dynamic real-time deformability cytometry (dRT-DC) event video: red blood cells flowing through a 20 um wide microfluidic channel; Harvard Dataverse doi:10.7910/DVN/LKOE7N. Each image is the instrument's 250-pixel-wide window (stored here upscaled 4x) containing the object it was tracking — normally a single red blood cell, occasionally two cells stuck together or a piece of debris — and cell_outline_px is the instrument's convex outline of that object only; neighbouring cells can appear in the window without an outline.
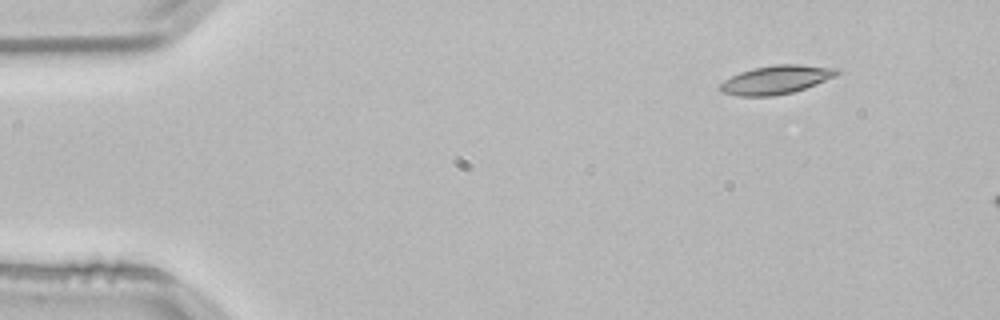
{"species": "common noctule bat (a hibernating species)", "species_latin": "Nyctalus noctula", "temperature_condition": "room temperature", "stored_images_in_passage": 8, "camera_frame_rate_fps": 3000, "um_per_image_px": 0.085, "animal": {"sex": "male", "body_mass_g": 21.5, "forearm_length_mm": 52.0}, "frame": {"image": 1, "passage_image": 1, "time_ms": 0.0, "image_size_px": [1000, 320], "cell_outline_px": [[840, 72], [836, 76], [816, 84], [792, 92], [772, 96], [736, 96], [720, 92], [720, 84], [724, 80], [740, 72], [756, 68], [776, 64], [800, 64], [836, 68]], "centroid_in_image_um": [65.96, 6.78], "position_along_channel_um": 19.0, "area_um2": 19.31}}